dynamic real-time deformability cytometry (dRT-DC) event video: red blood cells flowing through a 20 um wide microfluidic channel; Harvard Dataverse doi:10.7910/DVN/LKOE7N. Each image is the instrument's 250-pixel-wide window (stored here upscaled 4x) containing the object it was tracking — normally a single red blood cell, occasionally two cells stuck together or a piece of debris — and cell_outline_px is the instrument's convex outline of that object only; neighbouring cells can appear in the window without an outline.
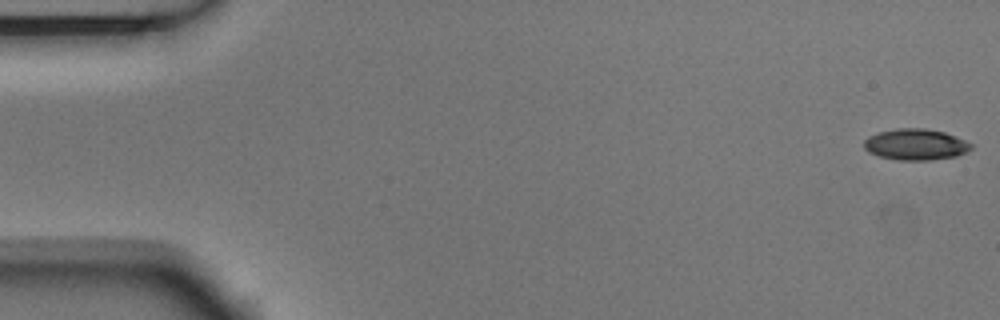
{"species": "Egyptian fruit bat (a non-hibernating species)", "species_latin": "Rousettus aegyptiacus", "temperature_condition": "room temperature", "stored_images_in_passage": 6, "camera_frame_rate_fps": 3000, "um_per_image_px": 0.085, "animal": {"sex": "male"}, "frame": {"image": 1, "passage_image": 1, "time_ms": 0.0, "image_size_px": [1000, 320], "cell_outline_px": [[972, 148], [968, 152], [956, 156], [928, 160], [900, 160], [880, 156], [868, 152], [864, 148], [864, 140], [868, 136], [876, 132], [896, 128], [924, 128], [944, 132], [956, 136], [972, 144]], "centroid_in_image_um": [77.82, 12.27], "position_along_channel_um": 7.2, "area_um2": 19.54}}
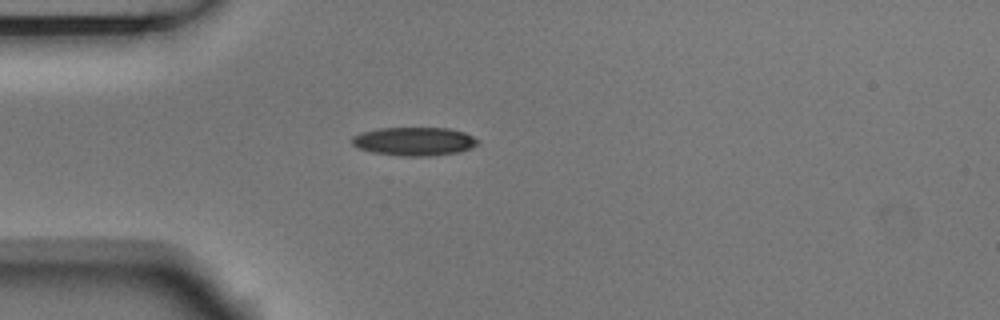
{"frame": {"image": 2, "passage_image": 5, "time_ms": 1.333, "image_size_px": [1000, 320], "cell_outline_px": [[480, 140], [476, 144], [460, 152], [428, 156], [400, 156], [372, 152], [360, 148], [352, 144], [352, 136], [360, 132], [380, 128], [448, 128], [464, 132]], "centroid_in_image_um": [35.19, 12.01], "position_along_channel_um": 49.8, "area_um2": 20.81}}